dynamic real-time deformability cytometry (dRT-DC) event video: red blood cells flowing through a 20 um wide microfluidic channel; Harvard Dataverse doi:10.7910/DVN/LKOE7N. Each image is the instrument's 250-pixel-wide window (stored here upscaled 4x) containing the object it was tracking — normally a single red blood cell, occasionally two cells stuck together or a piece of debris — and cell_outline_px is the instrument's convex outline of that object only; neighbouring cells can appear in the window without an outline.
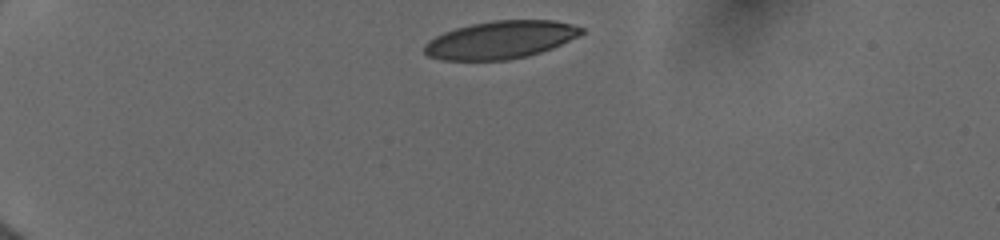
{"species": "human", "species_latin": "Homo sapiens", "temperature_condition": "cold", "stored_images_in_passage": 5, "camera_frame_rate_fps": 3000, "um_per_image_px": 0.085, "donor": {"sex": "female"}, "frame": {"image": 1, "passage_image": 1, "time_ms": 0.0, "image_size_px": [1000, 240], "cell_outline_px": [[584, 32], [580, 36], [552, 48], [528, 56], [508, 60], [444, 60], [428, 56], [424, 52], [424, 44], [428, 40], [444, 32], [456, 28], [472, 24], [492, 20], [556, 20], [584, 28]], "centroid_in_image_um": [42.56, 3.38], "position_along_channel_um": 42.4, "area_um2": 34.62}}
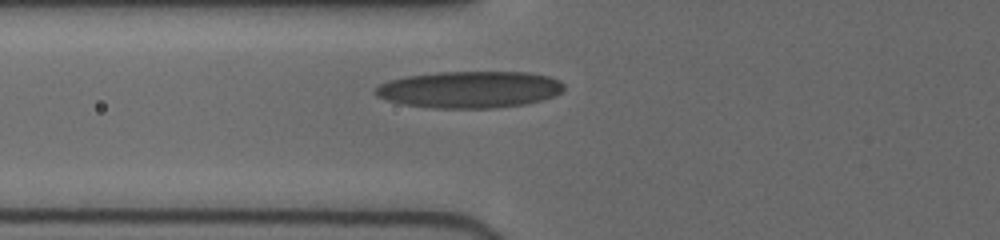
{"frame": {"image": 2, "passage_image": 5, "time_ms": 2.667, "image_size_px": [1000, 240], "cell_outline_px": [[564, 92], [556, 96], [524, 104], [492, 108], [432, 108], [400, 104], [376, 96], [372, 92], [380, 84], [388, 80], [408, 76], [436, 72], [528, 72], [548, 76], [560, 80], [564, 84]], "centroid_in_image_um": [39.92, 7.61], "position_along_channel_um": 85.9, "area_um2": 40.69}}